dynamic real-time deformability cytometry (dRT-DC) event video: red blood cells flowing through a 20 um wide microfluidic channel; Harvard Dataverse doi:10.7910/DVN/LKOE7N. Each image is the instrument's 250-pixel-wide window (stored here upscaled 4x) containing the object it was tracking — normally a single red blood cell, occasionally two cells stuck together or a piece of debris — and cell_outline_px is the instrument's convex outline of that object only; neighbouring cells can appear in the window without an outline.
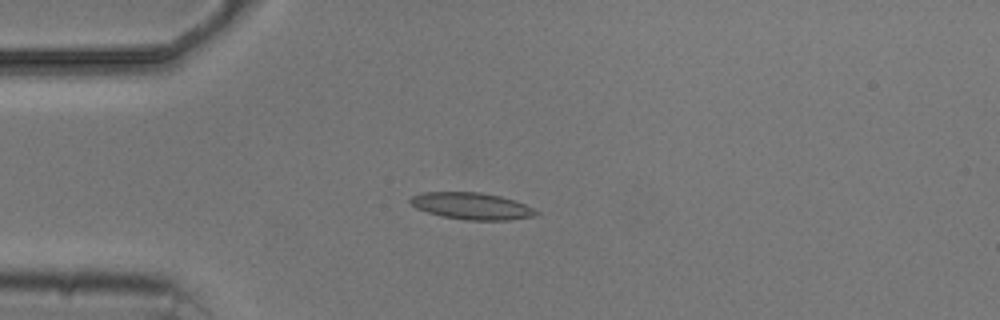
{"species": "common noctule bat (a hibernating species)", "species_latin": "Nyctalus noctula", "temperature_condition": "cold", "stored_images_in_passage": 8, "camera_frame_rate_fps": 3000, "um_per_image_px": 0.085, "animal": {"sex": "male", "body_mass_g": 20.5, "forearm_length_mm": 52.5}, "frame": {"image": 1, "passage_image": 3, "time_ms": 2.333, "image_size_px": [1000, 320], "cell_outline_px": [[540, 212], [536, 216], [508, 220], [464, 220], [440, 216], [416, 208], [408, 200], [412, 196], [420, 192], [480, 192], [500, 196], [516, 200]], "centroid_in_image_um": [40.09, 17.51], "position_along_channel_um": 44.9, "area_um2": 19.77}}
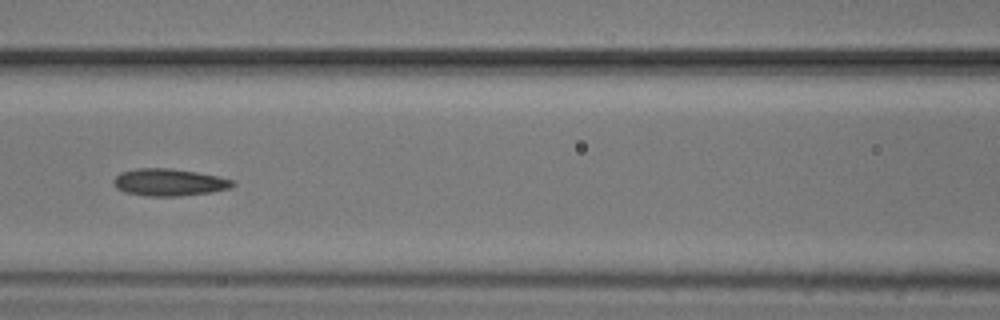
{"frame": {"image": 2, "passage_image": 6, "time_ms": 5.667, "image_size_px": [1000, 320], "cell_outline_px": [[236, 184], [228, 188], [208, 192], [180, 196], [148, 196], [124, 192], [116, 188], [112, 180], [120, 172], [136, 168], [168, 168], [196, 172], [220, 176], [236, 180]], "centroid_in_image_um": [14.36, 15.49], "position_along_channel_um": 152.2, "area_um2": 18.9}}
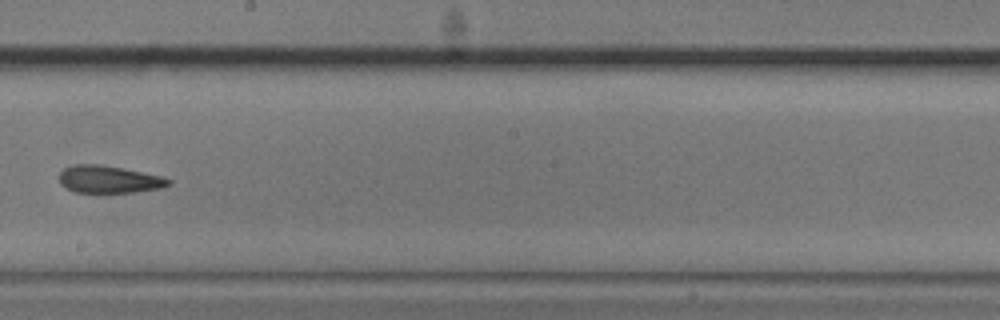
{"frame": {"image": 3, "passage_image": 8, "time_ms": 8.0, "image_size_px": [1000, 320], "cell_outline_px": [[172, 184], [160, 188], [136, 192], [104, 196], [96, 196], [76, 192], [60, 184], [60, 172], [64, 168], [76, 164], [100, 164], [124, 168], [160, 176], [172, 180]], "centroid_in_image_um": [9.25, 15.3], "position_along_channel_um": 238.9, "area_um2": 18.32}}